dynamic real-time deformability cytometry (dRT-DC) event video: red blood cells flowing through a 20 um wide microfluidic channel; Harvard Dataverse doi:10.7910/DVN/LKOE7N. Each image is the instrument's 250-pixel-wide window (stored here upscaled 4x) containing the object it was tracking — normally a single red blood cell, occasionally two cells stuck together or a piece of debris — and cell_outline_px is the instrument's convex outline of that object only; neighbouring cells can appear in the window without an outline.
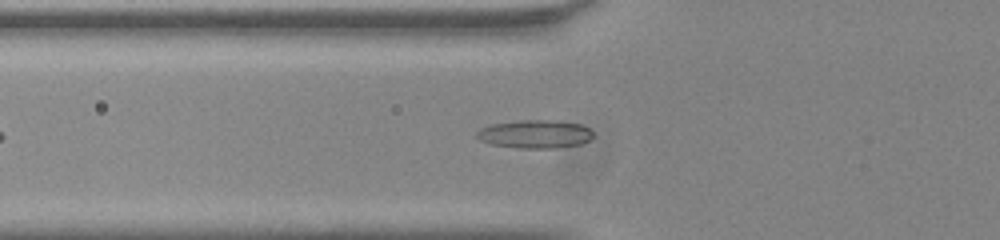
{"species": "common noctule bat (a hibernating species)", "species_latin": "Nyctalus noctula", "temperature_condition": "room temperature", "stored_images_in_passage": 41, "camera_frame_rate_fps": 3000, "um_per_image_px": 0.085, "animal": {"sex": "male", "body_mass_g": 20.0, "forearm_length_mm": 53.3}, "frame": {"image": 1, "passage_image": 7, "time_ms": 2.0, "image_size_px": [1000, 240], "cell_outline_px": [[592, 136], [588, 140], [580, 144], [556, 148], [520, 148], [492, 144], [480, 140], [476, 136], [476, 132], [480, 128], [492, 124], [520, 120], [556, 120], [580, 124], [588, 128], [592, 132]], "centroid_in_image_um": [45.46, 11.39], "position_along_channel_um": 80.3, "area_um2": 19.07}}
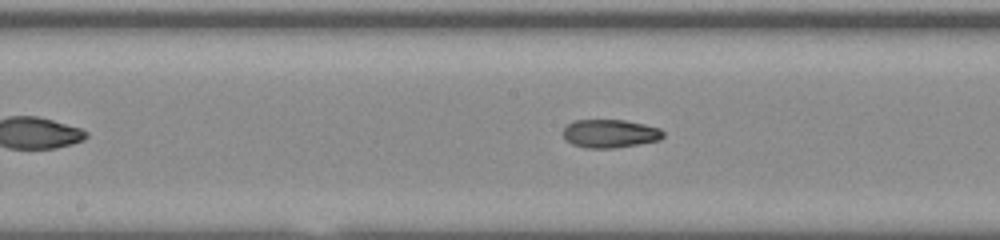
{"frame": {"image": 2, "passage_image": 16, "time_ms": 5.0, "image_size_px": [1000, 240], "cell_outline_px": [[664, 136], [660, 140], [640, 144], [616, 148], [584, 148], [572, 144], [564, 140], [564, 128], [568, 124], [576, 120], [624, 120], [644, 124], [660, 128], [664, 132]], "centroid_in_image_um": [51.86, 11.36], "position_along_channel_um": 196.3, "area_um2": 16.65}}
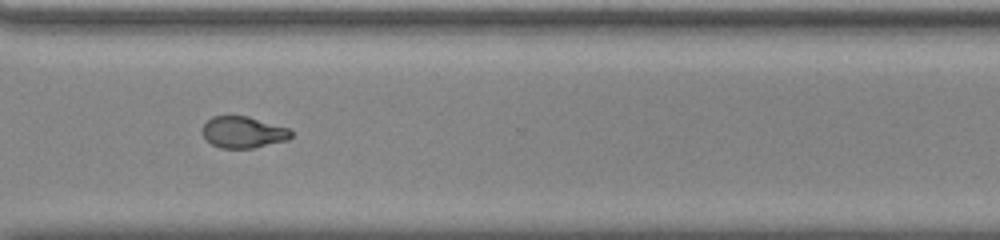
{"frame": {"image": 3, "passage_image": 28, "time_ms": 9.0, "image_size_px": [1000, 240], "cell_outline_px": [[292, 136], [288, 140], [252, 148], [220, 148], [212, 144], [200, 132], [200, 128], [212, 116], [248, 116], [288, 128], [292, 132]], "centroid_in_image_um": [20.65, 11.24], "position_along_channel_um": 350.0, "area_um2": 16.3}, "authors_computed_cell_mechanics": {"area_um2": 16.9354, "velocity_mm_per_s": 3.8432, "shape_relaxation_time_tau1_ms": null, "shape_relaxation_time_tau2_ms": 1.6196, "deformation_change_tau1": null, "deformation_change_tau2": 0.0702}}